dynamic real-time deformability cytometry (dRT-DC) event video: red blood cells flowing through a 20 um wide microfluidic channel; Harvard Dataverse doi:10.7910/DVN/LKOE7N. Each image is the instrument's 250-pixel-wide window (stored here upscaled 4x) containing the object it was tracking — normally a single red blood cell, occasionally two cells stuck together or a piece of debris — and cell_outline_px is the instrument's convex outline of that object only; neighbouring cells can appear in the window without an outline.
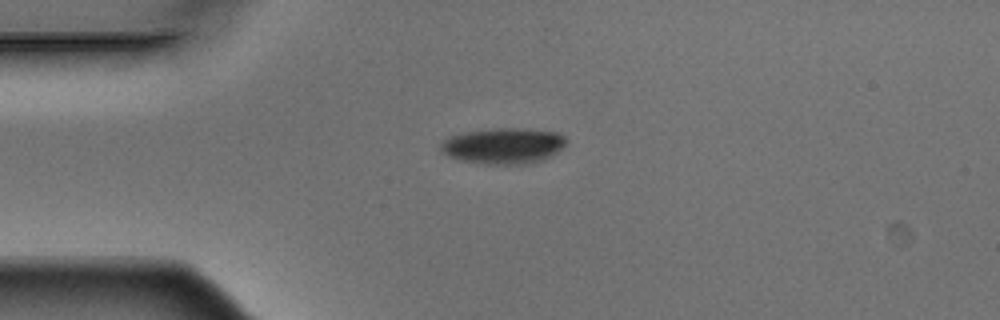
{"species": "Egyptian fruit bat (a non-hibernating species)", "species_latin": "Rousettus aegyptiacus", "temperature_condition": "warm", "stored_images_in_passage": 4, "camera_frame_rate_fps": 3000, "um_per_image_px": 0.085, "animal": {"sex": "male"}, "frame": {"image": 1, "passage_image": 3, "time_ms": 0.667, "image_size_px": [1000, 320], "cell_outline_px": [[568, 140], [552, 156], [544, 160], [528, 164], [488, 164], [460, 160], [448, 156], [440, 152], [440, 144], [448, 136], [464, 132], [496, 128], [524, 128], [560, 132]], "centroid_in_image_um": [42.79, 12.39], "position_along_channel_um": 42.2, "area_um2": 26.53}}